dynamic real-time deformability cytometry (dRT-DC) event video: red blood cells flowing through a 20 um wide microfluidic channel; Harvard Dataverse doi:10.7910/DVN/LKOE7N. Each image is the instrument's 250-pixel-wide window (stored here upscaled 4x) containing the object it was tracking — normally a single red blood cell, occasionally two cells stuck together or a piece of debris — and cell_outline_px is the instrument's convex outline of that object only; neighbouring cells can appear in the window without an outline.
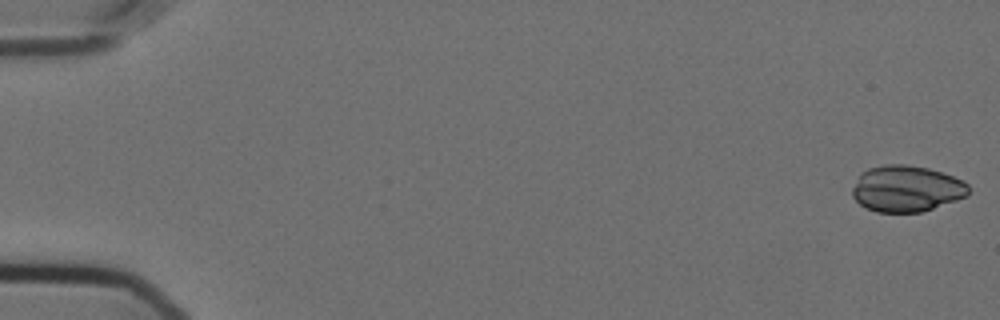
{"species": "Egyptian fruit bat (a non-hibernating species)", "species_latin": "Rousettus aegyptiacus", "temperature_condition": "cold", "stored_images_in_passage": 18, "camera_frame_rate_fps": 3000, "um_per_image_px": 0.085, "animal": {"sex": "female"}, "frame": {"image": 1, "passage_image": 1, "time_ms": 0.0, "image_size_px": [1000, 320], "cell_outline_px": [[968, 196], [920, 212], [876, 212], [860, 204], [852, 196], [852, 188], [860, 172], [868, 168], [884, 164], [908, 164], [928, 168], [964, 180], [968, 184]], "centroid_in_image_um": [77.03, 16.02], "position_along_channel_um": 8.0, "area_um2": 31.39}}
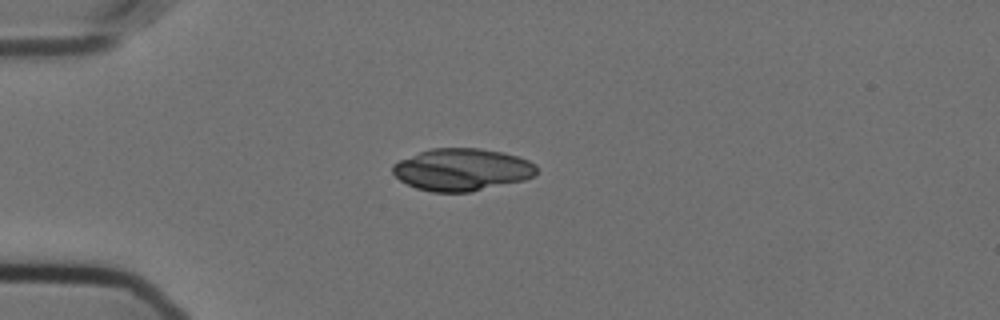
{"frame": {"image": 2, "passage_image": 15, "time_ms": 4.667, "image_size_px": [1000, 320], "cell_outline_px": [[536, 176], [524, 180], [468, 192], [432, 192], [416, 188], [400, 180], [392, 172], [392, 164], [400, 160], [420, 152], [432, 148], [480, 148], [500, 152], [516, 156], [528, 160], [536, 164]], "centroid_in_image_um": [39.26, 14.42], "position_along_channel_um": 45.7, "area_um2": 35.26}}